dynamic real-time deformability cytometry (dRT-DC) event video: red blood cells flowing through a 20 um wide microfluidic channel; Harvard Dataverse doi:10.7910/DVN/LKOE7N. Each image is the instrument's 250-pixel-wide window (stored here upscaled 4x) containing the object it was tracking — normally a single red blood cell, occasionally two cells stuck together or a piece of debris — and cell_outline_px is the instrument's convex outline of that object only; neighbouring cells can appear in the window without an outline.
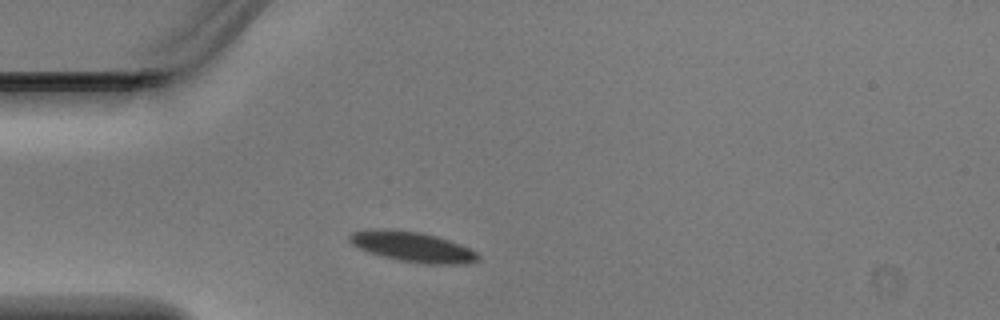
{"species": "Egyptian fruit bat (a non-hibernating species)", "species_latin": "Rousettus aegyptiacus", "temperature_condition": "warm", "stored_images_in_passage": 1, "camera_frame_rate_fps": 3000, "um_per_image_px": 0.085, "animal": {"sex": "male"}, "frame": {"image": 1, "passage_image": 1, "time_ms": 0.0, "image_size_px": [1000, 320], "cell_outline_px": [[480, 260], [468, 264], [428, 264], [400, 260], [380, 256], [368, 252], [352, 244], [348, 240], [348, 236], [352, 232], [420, 232], [436, 236], [448, 240], [468, 248], [476, 252], [480, 256]], "centroid_in_image_um": [35.17, 21.05], "position_along_channel_um": 49.8, "area_um2": 21.5}}